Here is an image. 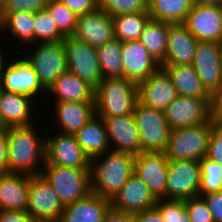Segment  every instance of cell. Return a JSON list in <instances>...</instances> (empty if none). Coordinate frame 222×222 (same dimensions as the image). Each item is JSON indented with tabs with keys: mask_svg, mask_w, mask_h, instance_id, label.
Here are the masks:
<instances>
[{
	"mask_svg": "<svg viewBox=\"0 0 222 222\" xmlns=\"http://www.w3.org/2000/svg\"><path fill=\"white\" fill-rule=\"evenodd\" d=\"M211 99L177 95L164 114L172 129L203 125L211 120Z\"/></svg>",
	"mask_w": 222,
	"mask_h": 222,
	"instance_id": "12",
	"label": "cell"
},
{
	"mask_svg": "<svg viewBox=\"0 0 222 222\" xmlns=\"http://www.w3.org/2000/svg\"><path fill=\"white\" fill-rule=\"evenodd\" d=\"M192 65L203 86L212 94L222 84V57L220 43L198 41Z\"/></svg>",
	"mask_w": 222,
	"mask_h": 222,
	"instance_id": "17",
	"label": "cell"
},
{
	"mask_svg": "<svg viewBox=\"0 0 222 222\" xmlns=\"http://www.w3.org/2000/svg\"><path fill=\"white\" fill-rule=\"evenodd\" d=\"M212 121L197 126L172 129L164 151L169 161H200L206 156Z\"/></svg>",
	"mask_w": 222,
	"mask_h": 222,
	"instance_id": "5",
	"label": "cell"
},
{
	"mask_svg": "<svg viewBox=\"0 0 222 222\" xmlns=\"http://www.w3.org/2000/svg\"><path fill=\"white\" fill-rule=\"evenodd\" d=\"M30 175L0 172V210L27 211Z\"/></svg>",
	"mask_w": 222,
	"mask_h": 222,
	"instance_id": "25",
	"label": "cell"
},
{
	"mask_svg": "<svg viewBox=\"0 0 222 222\" xmlns=\"http://www.w3.org/2000/svg\"><path fill=\"white\" fill-rule=\"evenodd\" d=\"M197 45L198 40L183 23H169L166 56L160 66L192 65Z\"/></svg>",
	"mask_w": 222,
	"mask_h": 222,
	"instance_id": "22",
	"label": "cell"
},
{
	"mask_svg": "<svg viewBox=\"0 0 222 222\" xmlns=\"http://www.w3.org/2000/svg\"><path fill=\"white\" fill-rule=\"evenodd\" d=\"M3 53H4V51L2 50V48H0V66L4 62V60L6 59V56H7V54L4 55Z\"/></svg>",
	"mask_w": 222,
	"mask_h": 222,
	"instance_id": "51",
	"label": "cell"
},
{
	"mask_svg": "<svg viewBox=\"0 0 222 222\" xmlns=\"http://www.w3.org/2000/svg\"><path fill=\"white\" fill-rule=\"evenodd\" d=\"M96 51L102 77H122L121 42L113 38L105 44L96 47Z\"/></svg>",
	"mask_w": 222,
	"mask_h": 222,
	"instance_id": "34",
	"label": "cell"
},
{
	"mask_svg": "<svg viewBox=\"0 0 222 222\" xmlns=\"http://www.w3.org/2000/svg\"><path fill=\"white\" fill-rule=\"evenodd\" d=\"M46 163L68 168L90 169L91 160L78 144L75 135L53 133L45 137Z\"/></svg>",
	"mask_w": 222,
	"mask_h": 222,
	"instance_id": "13",
	"label": "cell"
},
{
	"mask_svg": "<svg viewBox=\"0 0 222 222\" xmlns=\"http://www.w3.org/2000/svg\"><path fill=\"white\" fill-rule=\"evenodd\" d=\"M149 19V12L127 13L113 16L114 38L120 42L139 40L144 26Z\"/></svg>",
	"mask_w": 222,
	"mask_h": 222,
	"instance_id": "33",
	"label": "cell"
},
{
	"mask_svg": "<svg viewBox=\"0 0 222 222\" xmlns=\"http://www.w3.org/2000/svg\"><path fill=\"white\" fill-rule=\"evenodd\" d=\"M135 156L109 150L91 159V192L111 200L134 173Z\"/></svg>",
	"mask_w": 222,
	"mask_h": 222,
	"instance_id": "2",
	"label": "cell"
},
{
	"mask_svg": "<svg viewBox=\"0 0 222 222\" xmlns=\"http://www.w3.org/2000/svg\"><path fill=\"white\" fill-rule=\"evenodd\" d=\"M157 199L147 185L133 173L118 193L110 200L115 210L137 213L155 207Z\"/></svg>",
	"mask_w": 222,
	"mask_h": 222,
	"instance_id": "21",
	"label": "cell"
},
{
	"mask_svg": "<svg viewBox=\"0 0 222 222\" xmlns=\"http://www.w3.org/2000/svg\"><path fill=\"white\" fill-rule=\"evenodd\" d=\"M138 85L124 77L103 78L95 89L96 115L114 117L133 114Z\"/></svg>",
	"mask_w": 222,
	"mask_h": 222,
	"instance_id": "3",
	"label": "cell"
},
{
	"mask_svg": "<svg viewBox=\"0 0 222 222\" xmlns=\"http://www.w3.org/2000/svg\"><path fill=\"white\" fill-rule=\"evenodd\" d=\"M193 4V0H148V12L150 19L183 23Z\"/></svg>",
	"mask_w": 222,
	"mask_h": 222,
	"instance_id": "30",
	"label": "cell"
},
{
	"mask_svg": "<svg viewBox=\"0 0 222 222\" xmlns=\"http://www.w3.org/2000/svg\"><path fill=\"white\" fill-rule=\"evenodd\" d=\"M211 121L222 123V84L211 94Z\"/></svg>",
	"mask_w": 222,
	"mask_h": 222,
	"instance_id": "45",
	"label": "cell"
},
{
	"mask_svg": "<svg viewBox=\"0 0 222 222\" xmlns=\"http://www.w3.org/2000/svg\"><path fill=\"white\" fill-rule=\"evenodd\" d=\"M34 14L27 11L8 12L0 20V31L7 30L17 41L27 46L34 44Z\"/></svg>",
	"mask_w": 222,
	"mask_h": 222,
	"instance_id": "32",
	"label": "cell"
},
{
	"mask_svg": "<svg viewBox=\"0 0 222 222\" xmlns=\"http://www.w3.org/2000/svg\"><path fill=\"white\" fill-rule=\"evenodd\" d=\"M133 115L141 137L142 152H164L171 131L164 112L145 106L138 100Z\"/></svg>",
	"mask_w": 222,
	"mask_h": 222,
	"instance_id": "6",
	"label": "cell"
},
{
	"mask_svg": "<svg viewBox=\"0 0 222 222\" xmlns=\"http://www.w3.org/2000/svg\"><path fill=\"white\" fill-rule=\"evenodd\" d=\"M36 44H38L36 46ZM34 51L26 53L25 59L33 66L40 84L47 89L68 70L63 41L39 42Z\"/></svg>",
	"mask_w": 222,
	"mask_h": 222,
	"instance_id": "7",
	"label": "cell"
},
{
	"mask_svg": "<svg viewBox=\"0 0 222 222\" xmlns=\"http://www.w3.org/2000/svg\"><path fill=\"white\" fill-rule=\"evenodd\" d=\"M193 3L207 6H220L222 7V0H193Z\"/></svg>",
	"mask_w": 222,
	"mask_h": 222,
	"instance_id": "50",
	"label": "cell"
},
{
	"mask_svg": "<svg viewBox=\"0 0 222 222\" xmlns=\"http://www.w3.org/2000/svg\"><path fill=\"white\" fill-rule=\"evenodd\" d=\"M64 206L42 175H30L27 212L33 222H58Z\"/></svg>",
	"mask_w": 222,
	"mask_h": 222,
	"instance_id": "11",
	"label": "cell"
},
{
	"mask_svg": "<svg viewBox=\"0 0 222 222\" xmlns=\"http://www.w3.org/2000/svg\"><path fill=\"white\" fill-rule=\"evenodd\" d=\"M48 0H8L3 11L0 13V20L8 13L15 11L39 12L46 9Z\"/></svg>",
	"mask_w": 222,
	"mask_h": 222,
	"instance_id": "41",
	"label": "cell"
},
{
	"mask_svg": "<svg viewBox=\"0 0 222 222\" xmlns=\"http://www.w3.org/2000/svg\"><path fill=\"white\" fill-rule=\"evenodd\" d=\"M160 67L164 68L171 77L177 95L211 99V94L203 86L193 65Z\"/></svg>",
	"mask_w": 222,
	"mask_h": 222,
	"instance_id": "29",
	"label": "cell"
},
{
	"mask_svg": "<svg viewBox=\"0 0 222 222\" xmlns=\"http://www.w3.org/2000/svg\"><path fill=\"white\" fill-rule=\"evenodd\" d=\"M34 43L60 42L65 36L58 30L47 9L34 14Z\"/></svg>",
	"mask_w": 222,
	"mask_h": 222,
	"instance_id": "36",
	"label": "cell"
},
{
	"mask_svg": "<svg viewBox=\"0 0 222 222\" xmlns=\"http://www.w3.org/2000/svg\"><path fill=\"white\" fill-rule=\"evenodd\" d=\"M208 204L214 222H222V191L201 195Z\"/></svg>",
	"mask_w": 222,
	"mask_h": 222,
	"instance_id": "43",
	"label": "cell"
},
{
	"mask_svg": "<svg viewBox=\"0 0 222 222\" xmlns=\"http://www.w3.org/2000/svg\"><path fill=\"white\" fill-rule=\"evenodd\" d=\"M134 216L135 222H164L160 212L155 207L134 213Z\"/></svg>",
	"mask_w": 222,
	"mask_h": 222,
	"instance_id": "48",
	"label": "cell"
},
{
	"mask_svg": "<svg viewBox=\"0 0 222 222\" xmlns=\"http://www.w3.org/2000/svg\"><path fill=\"white\" fill-rule=\"evenodd\" d=\"M41 175L52 186L63 206L91 193L90 169L44 165Z\"/></svg>",
	"mask_w": 222,
	"mask_h": 222,
	"instance_id": "4",
	"label": "cell"
},
{
	"mask_svg": "<svg viewBox=\"0 0 222 222\" xmlns=\"http://www.w3.org/2000/svg\"><path fill=\"white\" fill-rule=\"evenodd\" d=\"M73 37L93 47H98L114 38L113 17L103 9L80 15Z\"/></svg>",
	"mask_w": 222,
	"mask_h": 222,
	"instance_id": "19",
	"label": "cell"
},
{
	"mask_svg": "<svg viewBox=\"0 0 222 222\" xmlns=\"http://www.w3.org/2000/svg\"><path fill=\"white\" fill-rule=\"evenodd\" d=\"M0 172H8V132L0 125Z\"/></svg>",
	"mask_w": 222,
	"mask_h": 222,
	"instance_id": "46",
	"label": "cell"
},
{
	"mask_svg": "<svg viewBox=\"0 0 222 222\" xmlns=\"http://www.w3.org/2000/svg\"><path fill=\"white\" fill-rule=\"evenodd\" d=\"M169 160L164 152H141L135 156L134 173L142 179L156 199H166Z\"/></svg>",
	"mask_w": 222,
	"mask_h": 222,
	"instance_id": "14",
	"label": "cell"
},
{
	"mask_svg": "<svg viewBox=\"0 0 222 222\" xmlns=\"http://www.w3.org/2000/svg\"><path fill=\"white\" fill-rule=\"evenodd\" d=\"M63 43L68 70L96 89L103 79L96 47L73 36L65 37Z\"/></svg>",
	"mask_w": 222,
	"mask_h": 222,
	"instance_id": "10",
	"label": "cell"
},
{
	"mask_svg": "<svg viewBox=\"0 0 222 222\" xmlns=\"http://www.w3.org/2000/svg\"><path fill=\"white\" fill-rule=\"evenodd\" d=\"M11 62L5 59L0 66V88L3 91L28 95L35 100L41 96L40 92L45 96L46 90L40 84L33 66L25 57L22 56Z\"/></svg>",
	"mask_w": 222,
	"mask_h": 222,
	"instance_id": "8",
	"label": "cell"
},
{
	"mask_svg": "<svg viewBox=\"0 0 222 222\" xmlns=\"http://www.w3.org/2000/svg\"><path fill=\"white\" fill-rule=\"evenodd\" d=\"M155 208L164 222H190L183 200L157 199Z\"/></svg>",
	"mask_w": 222,
	"mask_h": 222,
	"instance_id": "39",
	"label": "cell"
},
{
	"mask_svg": "<svg viewBox=\"0 0 222 222\" xmlns=\"http://www.w3.org/2000/svg\"><path fill=\"white\" fill-rule=\"evenodd\" d=\"M97 4L112 17L127 13L148 12V0H97Z\"/></svg>",
	"mask_w": 222,
	"mask_h": 222,
	"instance_id": "38",
	"label": "cell"
},
{
	"mask_svg": "<svg viewBox=\"0 0 222 222\" xmlns=\"http://www.w3.org/2000/svg\"><path fill=\"white\" fill-rule=\"evenodd\" d=\"M47 94L54 96L55 102H95V89L69 70L47 89Z\"/></svg>",
	"mask_w": 222,
	"mask_h": 222,
	"instance_id": "26",
	"label": "cell"
},
{
	"mask_svg": "<svg viewBox=\"0 0 222 222\" xmlns=\"http://www.w3.org/2000/svg\"><path fill=\"white\" fill-rule=\"evenodd\" d=\"M59 133L75 135L96 115L95 102H55Z\"/></svg>",
	"mask_w": 222,
	"mask_h": 222,
	"instance_id": "27",
	"label": "cell"
},
{
	"mask_svg": "<svg viewBox=\"0 0 222 222\" xmlns=\"http://www.w3.org/2000/svg\"><path fill=\"white\" fill-rule=\"evenodd\" d=\"M220 49H221V57H222V42H220Z\"/></svg>",
	"mask_w": 222,
	"mask_h": 222,
	"instance_id": "53",
	"label": "cell"
},
{
	"mask_svg": "<svg viewBox=\"0 0 222 222\" xmlns=\"http://www.w3.org/2000/svg\"><path fill=\"white\" fill-rule=\"evenodd\" d=\"M184 205L190 222H214L208 204L202 196L184 200Z\"/></svg>",
	"mask_w": 222,
	"mask_h": 222,
	"instance_id": "40",
	"label": "cell"
},
{
	"mask_svg": "<svg viewBox=\"0 0 222 222\" xmlns=\"http://www.w3.org/2000/svg\"><path fill=\"white\" fill-rule=\"evenodd\" d=\"M183 24L198 41L222 42V7L220 6L194 3Z\"/></svg>",
	"mask_w": 222,
	"mask_h": 222,
	"instance_id": "15",
	"label": "cell"
},
{
	"mask_svg": "<svg viewBox=\"0 0 222 222\" xmlns=\"http://www.w3.org/2000/svg\"><path fill=\"white\" fill-rule=\"evenodd\" d=\"M8 0H0V13L3 11Z\"/></svg>",
	"mask_w": 222,
	"mask_h": 222,
	"instance_id": "52",
	"label": "cell"
},
{
	"mask_svg": "<svg viewBox=\"0 0 222 222\" xmlns=\"http://www.w3.org/2000/svg\"><path fill=\"white\" fill-rule=\"evenodd\" d=\"M35 99L21 93L0 91V125L5 127L32 125ZM33 103V104H32ZM33 113V114H32Z\"/></svg>",
	"mask_w": 222,
	"mask_h": 222,
	"instance_id": "23",
	"label": "cell"
},
{
	"mask_svg": "<svg viewBox=\"0 0 222 222\" xmlns=\"http://www.w3.org/2000/svg\"><path fill=\"white\" fill-rule=\"evenodd\" d=\"M199 163L201 167L200 196L222 191V166L206 156Z\"/></svg>",
	"mask_w": 222,
	"mask_h": 222,
	"instance_id": "37",
	"label": "cell"
},
{
	"mask_svg": "<svg viewBox=\"0 0 222 222\" xmlns=\"http://www.w3.org/2000/svg\"><path fill=\"white\" fill-rule=\"evenodd\" d=\"M76 140L84 153L93 159L110 150L104 120L95 115L76 134Z\"/></svg>",
	"mask_w": 222,
	"mask_h": 222,
	"instance_id": "28",
	"label": "cell"
},
{
	"mask_svg": "<svg viewBox=\"0 0 222 222\" xmlns=\"http://www.w3.org/2000/svg\"><path fill=\"white\" fill-rule=\"evenodd\" d=\"M33 125L7 127L9 173L41 175L46 163V136H39Z\"/></svg>",
	"mask_w": 222,
	"mask_h": 222,
	"instance_id": "1",
	"label": "cell"
},
{
	"mask_svg": "<svg viewBox=\"0 0 222 222\" xmlns=\"http://www.w3.org/2000/svg\"><path fill=\"white\" fill-rule=\"evenodd\" d=\"M101 118L106 125L110 150L134 156L142 152L141 137L133 114Z\"/></svg>",
	"mask_w": 222,
	"mask_h": 222,
	"instance_id": "16",
	"label": "cell"
},
{
	"mask_svg": "<svg viewBox=\"0 0 222 222\" xmlns=\"http://www.w3.org/2000/svg\"><path fill=\"white\" fill-rule=\"evenodd\" d=\"M206 157L222 166V123L212 122Z\"/></svg>",
	"mask_w": 222,
	"mask_h": 222,
	"instance_id": "42",
	"label": "cell"
},
{
	"mask_svg": "<svg viewBox=\"0 0 222 222\" xmlns=\"http://www.w3.org/2000/svg\"><path fill=\"white\" fill-rule=\"evenodd\" d=\"M46 9L51 14L58 30L65 37L73 36L78 16L59 0H48Z\"/></svg>",
	"mask_w": 222,
	"mask_h": 222,
	"instance_id": "35",
	"label": "cell"
},
{
	"mask_svg": "<svg viewBox=\"0 0 222 222\" xmlns=\"http://www.w3.org/2000/svg\"><path fill=\"white\" fill-rule=\"evenodd\" d=\"M104 222H135L134 213L122 212L111 207Z\"/></svg>",
	"mask_w": 222,
	"mask_h": 222,
	"instance_id": "49",
	"label": "cell"
},
{
	"mask_svg": "<svg viewBox=\"0 0 222 222\" xmlns=\"http://www.w3.org/2000/svg\"><path fill=\"white\" fill-rule=\"evenodd\" d=\"M201 167L199 161H169L166 199L187 200L200 196Z\"/></svg>",
	"mask_w": 222,
	"mask_h": 222,
	"instance_id": "9",
	"label": "cell"
},
{
	"mask_svg": "<svg viewBox=\"0 0 222 222\" xmlns=\"http://www.w3.org/2000/svg\"><path fill=\"white\" fill-rule=\"evenodd\" d=\"M0 222H33L27 211L0 210Z\"/></svg>",
	"mask_w": 222,
	"mask_h": 222,
	"instance_id": "47",
	"label": "cell"
},
{
	"mask_svg": "<svg viewBox=\"0 0 222 222\" xmlns=\"http://www.w3.org/2000/svg\"><path fill=\"white\" fill-rule=\"evenodd\" d=\"M168 28L167 22L149 19L139 39L160 65L166 56Z\"/></svg>",
	"mask_w": 222,
	"mask_h": 222,
	"instance_id": "31",
	"label": "cell"
},
{
	"mask_svg": "<svg viewBox=\"0 0 222 222\" xmlns=\"http://www.w3.org/2000/svg\"><path fill=\"white\" fill-rule=\"evenodd\" d=\"M122 77L139 85L156 71L160 64L139 41L121 42Z\"/></svg>",
	"mask_w": 222,
	"mask_h": 222,
	"instance_id": "18",
	"label": "cell"
},
{
	"mask_svg": "<svg viewBox=\"0 0 222 222\" xmlns=\"http://www.w3.org/2000/svg\"><path fill=\"white\" fill-rule=\"evenodd\" d=\"M77 16L89 13L98 7L97 0H59Z\"/></svg>",
	"mask_w": 222,
	"mask_h": 222,
	"instance_id": "44",
	"label": "cell"
},
{
	"mask_svg": "<svg viewBox=\"0 0 222 222\" xmlns=\"http://www.w3.org/2000/svg\"><path fill=\"white\" fill-rule=\"evenodd\" d=\"M177 97L171 77L159 67L138 85V98L145 106L164 112Z\"/></svg>",
	"mask_w": 222,
	"mask_h": 222,
	"instance_id": "20",
	"label": "cell"
},
{
	"mask_svg": "<svg viewBox=\"0 0 222 222\" xmlns=\"http://www.w3.org/2000/svg\"><path fill=\"white\" fill-rule=\"evenodd\" d=\"M110 209L109 199L91 192L79 201L64 206L58 222H104Z\"/></svg>",
	"mask_w": 222,
	"mask_h": 222,
	"instance_id": "24",
	"label": "cell"
}]
</instances>
